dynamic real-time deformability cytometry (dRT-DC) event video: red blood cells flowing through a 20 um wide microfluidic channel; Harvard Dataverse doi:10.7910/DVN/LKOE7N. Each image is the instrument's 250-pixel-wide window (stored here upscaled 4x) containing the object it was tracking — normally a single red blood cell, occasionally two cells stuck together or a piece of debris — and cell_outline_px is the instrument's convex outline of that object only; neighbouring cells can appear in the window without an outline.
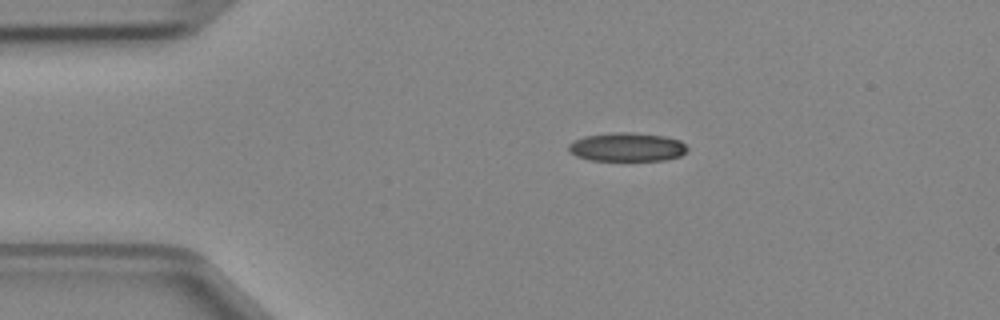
{"species": "Egyptian fruit bat (a non-hibernating species)", "species_latin": "Rousettus aegyptiacus", "temperature_condition": "cold", "stored_images_in_passage": 2, "camera_frame_rate_fps": 3000, "um_per_image_px": 0.085, "animal": {"sex": "female"}, "frame": {"image": 1, "passage_image": 1, "time_ms": 0.0, "image_size_px": [1000, 320], "cell_outline_px": [[688, 152], [680, 156], [664, 160], [588, 160], [576, 156], [568, 148], [568, 144], [572, 140], [584, 136], [612, 132], [632, 132], [664, 136], [680, 140], [688, 148]], "centroid_in_image_um": [53.29, 12.49], "position_along_channel_um": 31.7, "area_um2": 20.0}}
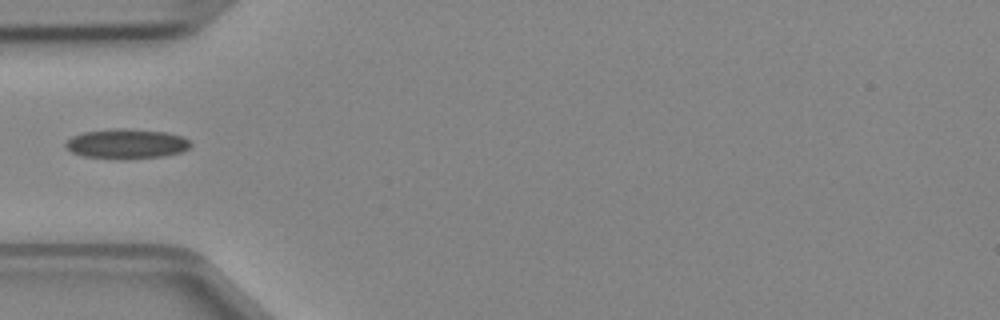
{"frame": {"image": 2, "passage_image": 2, "time_ms": 0.333, "image_size_px": [1000, 320], "cell_outline_px": [[192, 144], [188, 148], [180, 152], [164, 156], [84, 156], [72, 152], [64, 144], [72, 136], [84, 132], [116, 128], [124, 128], [164, 132], [180, 136], [188, 140]], "centroid_in_image_um": [10.76, 12.17], "position_along_channel_um": 74.2, "area_um2": 20.46}}